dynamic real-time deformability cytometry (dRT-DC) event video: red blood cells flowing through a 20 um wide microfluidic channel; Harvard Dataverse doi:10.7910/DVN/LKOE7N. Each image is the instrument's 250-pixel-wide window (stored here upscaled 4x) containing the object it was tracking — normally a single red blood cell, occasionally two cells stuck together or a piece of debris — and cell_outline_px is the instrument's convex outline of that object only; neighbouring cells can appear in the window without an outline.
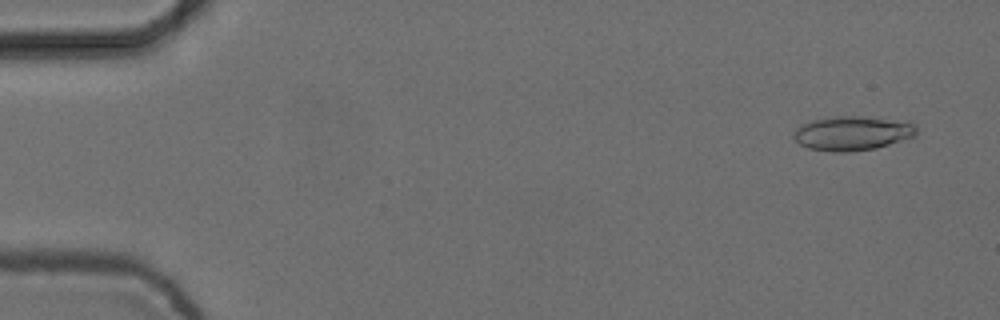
{"species": "common noctule bat (a hibernating species)", "species_latin": "Nyctalus noctula", "temperature_condition": "cold", "stored_images_in_passage": 8, "camera_frame_rate_fps": 3000, "um_per_image_px": 0.085, "animal": {"sex": "female", "body_mass_g": 24.6, "forearm_length_mm": 56.2}, "frame": {"image": 1, "passage_image": 1, "time_ms": 0.0, "image_size_px": [1000, 320], "cell_outline_px": [[916, 136], [876, 148], [848, 152], [832, 152], [808, 148], [800, 144], [792, 136], [792, 132], [796, 128], [812, 120], [836, 116], [864, 116], [912, 124], [916, 128]], "centroid_in_image_um": [72.38, 11.34], "position_along_channel_um": 12.6, "area_um2": 24.22}}
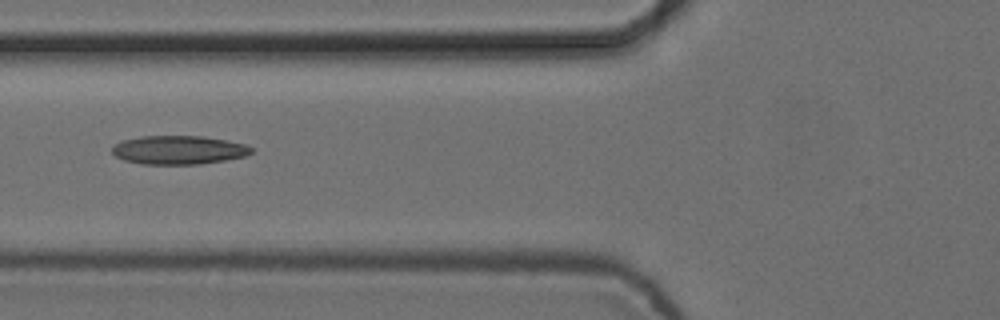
{"frame": {"image": 2, "passage_image": 6, "time_ms": 1.667, "image_size_px": [1000, 320], "cell_outline_px": [[252, 152], [244, 156], [224, 160], [200, 164], [144, 164], [124, 160], [116, 156], [112, 152], [112, 148], [120, 140], [140, 136], [204, 136], [244, 144], [252, 148]], "centroid_in_image_um": [15.15, 12.74], "position_along_channel_um": 110.7, "area_um2": 23.12}}
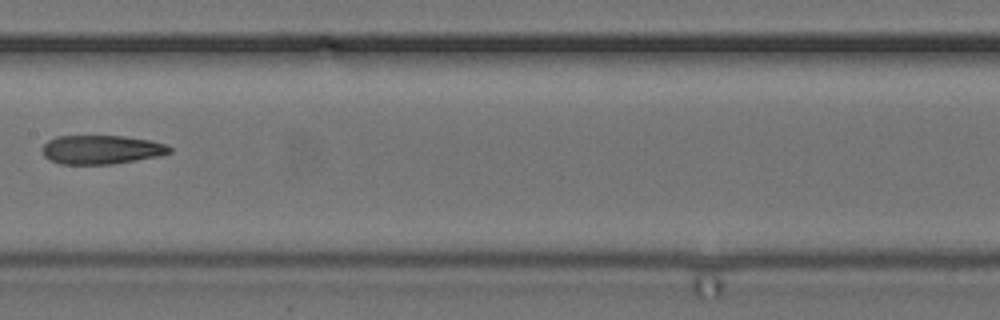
{"frame": {"image": 3, "passage_image": 8, "time_ms": 2.333, "image_size_px": [1000, 320], "cell_outline_px": [[172, 152], [160, 156], [112, 164], [60, 164], [44, 156], [44, 144], [48, 140], [56, 136], [124, 136], [148, 140], [168, 144], [172, 148]], "centroid_in_image_um": [8.67, 12.71], "position_along_channel_um": 198.7, "area_um2": 21.39}}